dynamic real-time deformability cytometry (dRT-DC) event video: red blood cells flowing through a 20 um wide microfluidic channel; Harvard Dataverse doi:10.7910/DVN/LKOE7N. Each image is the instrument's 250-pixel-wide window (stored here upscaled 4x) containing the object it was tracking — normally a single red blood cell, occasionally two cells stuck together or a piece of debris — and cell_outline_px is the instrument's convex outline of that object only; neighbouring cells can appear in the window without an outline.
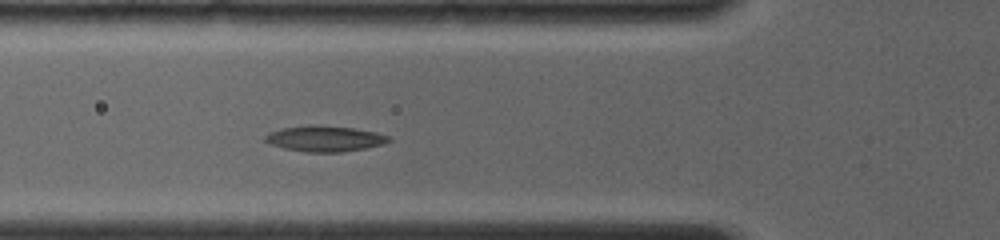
{"species": "common noctule bat (a hibernating species)", "species_latin": "Nyctalus noctula", "temperature_condition": "room temperature", "stored_images_in_passage": 20, "camera_frame_rate_fps": 4000, "um_per_image_px": 0.085, "animal": {"sex": "female", "body_mass_g": 19.0, "forearm_length_mm": 56.7}, "frame": {"image": 1, "passage_image": 4, "time_ms": 3.0, "image_size_px": [1000, 240], "cell_outline_px": [[392, 140], [384, 144], [364, 148], [340, 152], [304, 152], [284, 148], [272, 144], [264, 140], [264, 136], [268, 132], [284, 128], [312, 124], [316, 124], [352, 128], [376, 132], [388, 136]], "centroid_in_image_um": [27.59, 11.78], "position_along_channel_um": 98.2, "area_um2": 18.5}}
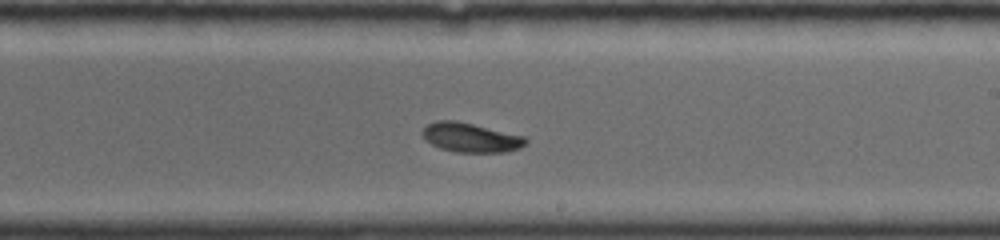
{"frame": {"image": 2, "passage_image": 11, "time_ms": 6.75, "image_size_px": [1000, 240], "cell_outline_px": [[528, 140], [520, 148], [504, 152], [456, 152], [440, 148], [424, 140], [420, 132], [428, 124], [436, 120], [456, 120], [524, 136]], "centroid_in_image_um": [39.96, 11.69], "position_along_channel_um": 249.0, "area_um2": 17.63}}
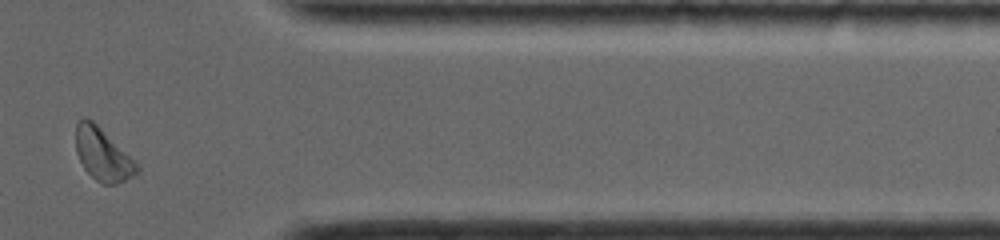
{"frame": {"image": 3, "passage_image": 18, "time_ms": 10.75, "image_size_px": [1000, 240], "cell_outline_px": [[140, 168], [136, 172], [124, 180], [116, 184], [104, 184], [96, 180], [84, 168], [76, 152], [76, 124], [84, 116], [92, 120]], "centroid_in_image_um": [8.67, 13.12], "position_along_channel_um": 402.7, "area_um2": 17.8}, "authors_computed_cell_mechanics": {"area_um2": 18.0336, "velocity_mm_per_s": 4.0382, "shape_relaxation_time_tau1_ms": 3.3489, "shape_relaxation_time_tau2_ms": null, "deformation_change_tau1": 0.104, "deformation_change_tau2": null}}